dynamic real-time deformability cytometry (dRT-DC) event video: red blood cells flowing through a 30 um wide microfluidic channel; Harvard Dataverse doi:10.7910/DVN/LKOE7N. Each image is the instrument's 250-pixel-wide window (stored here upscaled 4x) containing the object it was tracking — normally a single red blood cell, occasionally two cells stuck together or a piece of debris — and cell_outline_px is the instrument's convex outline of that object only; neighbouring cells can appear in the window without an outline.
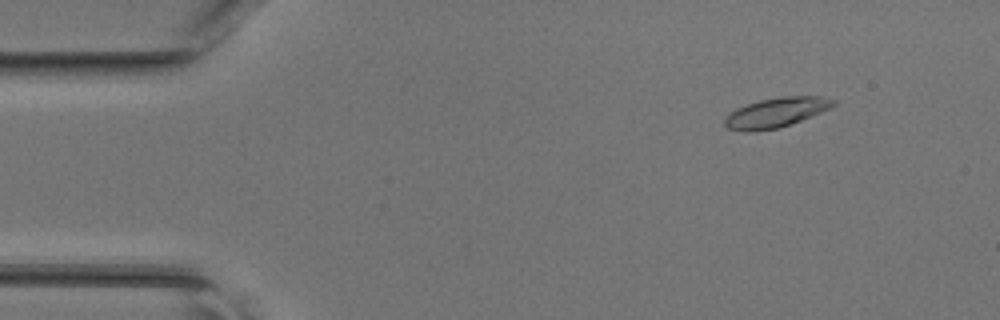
{"species": "common noctule bat (a hibernating species)", "species_latin": "Nyctalus noctula", "temperature_condition": "room temperature", "stored_images_in_passage": 41, "camera_frame_rate_fps": 3000, "um_per_image_px": 0.085, "animal": {"sex": "female", "body_mass_g": 17.0, "forearm_length_mm": 48.0}, "frame": {"image": 1, "passage_image": 7, "time_ms": 2.0, "image_size_px": [1000, 320], "cell_outline_px": [[836, 104], [828, 108], [800, 120], [776, 128], [748, 132], [728, 128], [724, 124], [724, 116], [728, 112], [736, 108], [760, 100], [780, 96], [820, 96], [836, 100]], "centroid_in_image_um": [65.9, 9.55], "position_along_channel_um": 19.1, "area_um2": 18.5}}
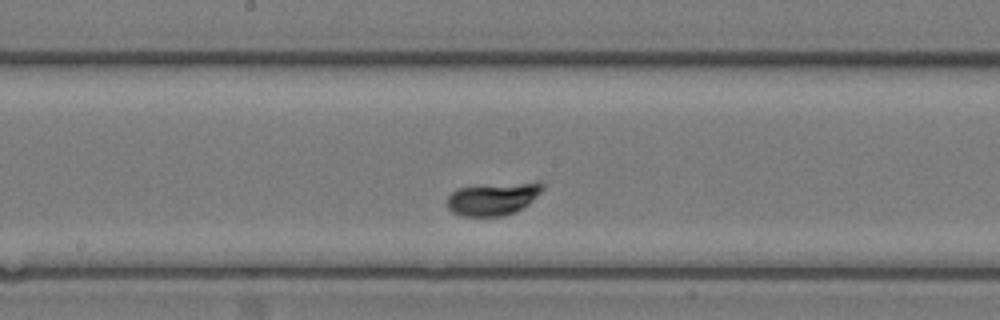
{"frame": {"image": 2, "passage_image": 27, "time_ms": 8.667, "image_size_px": [1000, 320], "cell_outline_px": [[544, 188], [528, 204], [516, 212], [504, 216], [460, 216], [452, 212], [448, 208], [448, 196], [456, 188], [480, 184], [540, 180], [544, 184]], "centroid_in_image_um": [41.94, 16.85], "position_along_channel_um": 206.3, "area_um2": 18.84}}
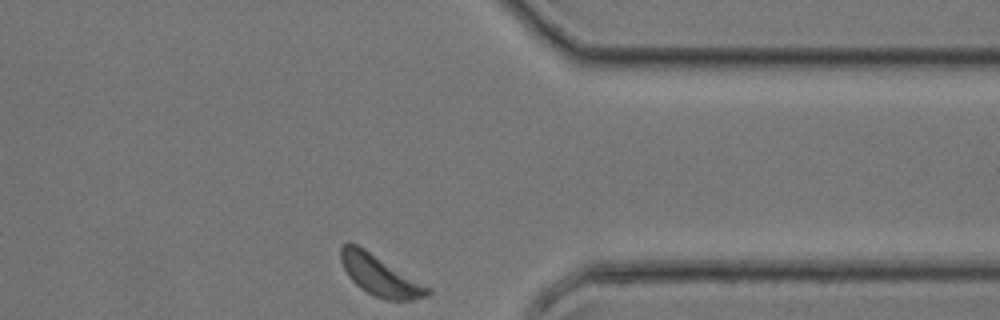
{"frame": {"image": 3, "passage_image": 41, "time_ms": 13.333, "image_size_px": [1000, 320], "cell_outline_px": [[432, 292], [428, 296], [412, 300], [388, 300], [376, 296], [360, 288], [348, 276], [340, 260], [340, 248], [348, 240], [364, 248], [432, 288]], "centroid_in_image_um": [32.31, 23.4], "position_along_channel_um": 379.1, "area_um2": 20.52}}